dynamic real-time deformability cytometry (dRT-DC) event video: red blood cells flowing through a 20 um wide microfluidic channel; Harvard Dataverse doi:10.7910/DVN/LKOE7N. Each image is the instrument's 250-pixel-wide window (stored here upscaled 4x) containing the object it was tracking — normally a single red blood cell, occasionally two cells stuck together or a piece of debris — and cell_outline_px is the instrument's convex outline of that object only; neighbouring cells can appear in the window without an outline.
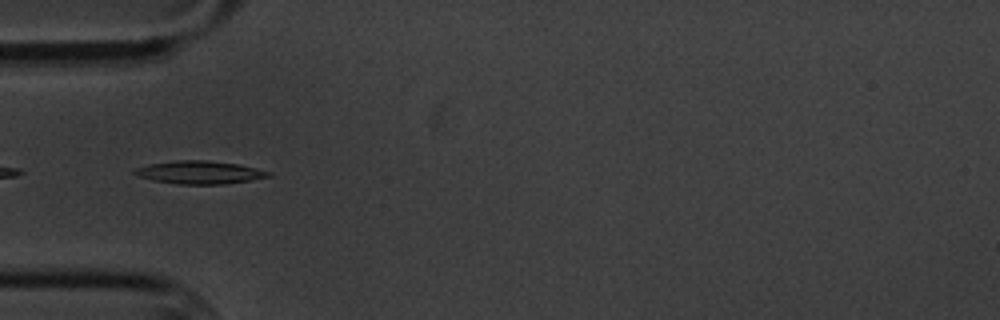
{"species": "common noctule bat (a hibernating species)", "species_latin": "Nyctalus noctula", "temperature_condition": "cold", "stored_images_in_passage": 4, "camera_frame_rate_fps": 3000, "um_per_image_px": 0.085, "animal": {"sex": "male", "body_mass_g": 20.1, "forearm_length_mm": 53.5}, "frame": {"image": 1, "passage_image": 2, "time_ms": 1.0, "image_size_px": [1000, 320], "cell_outline_px": [[272, 176], [252, 180], [224, 184], [176, 184], [152, 180], [136, 176], [132, 172], [136, 168], [148, 164], [172, 160], [208, 160], [236, 164], [256, 168], [272, 172]], "centroid_in_image_um": [16.94, 14.65], "position_along_channel_um": 68.1, "area_um2": 18.09}}
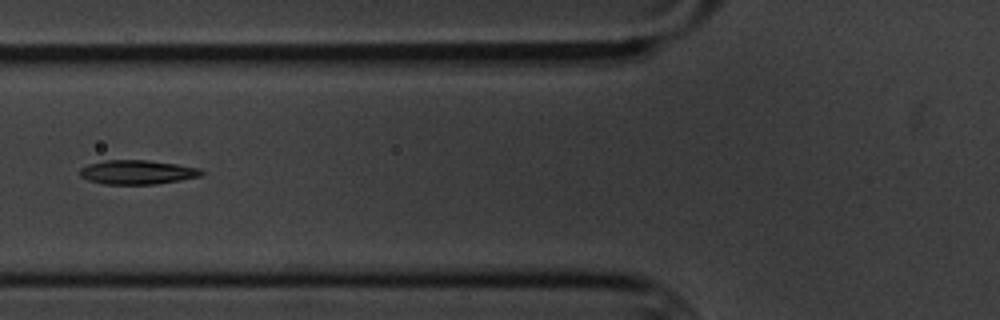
{"frame": {"image": 2, "passage_image": 3, "time_ms": 2.333, "image_size_px": [1000, 320], "cell_outline_px": [[204, 172], [200, 176], [180, 180], [156, 184], [104, 184], [88, 180], [80, 176], [80, 168], [88, 164], [104, 160], [148, 160], [176, 164], [200, 168]], "centroid_in_image_um": [11.65, 14.63], "position_along_channel_um": 114.1, "area_um2": 17.11}}
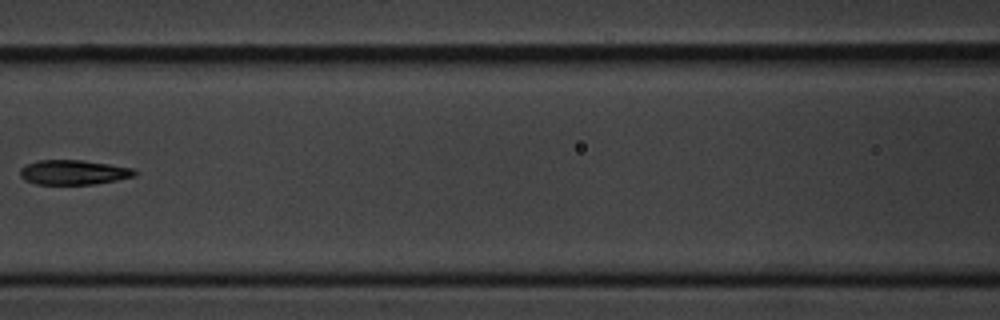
{"frame": {"image": 3, "passage_image": 4, "time_ms": 3.667, "image_size_px": [1000, 320], "cell_outline_px": [[136, 176], [96, 184], [36, 184], [24, 180], [20, 176], [20, 168], [36, 160], [84, 160], [132, 168], [136, 172]], "centroid_in_image_um": [6.23, 14.65], "position_along_channel_um": 160.4, "area_um2": 16.47}}